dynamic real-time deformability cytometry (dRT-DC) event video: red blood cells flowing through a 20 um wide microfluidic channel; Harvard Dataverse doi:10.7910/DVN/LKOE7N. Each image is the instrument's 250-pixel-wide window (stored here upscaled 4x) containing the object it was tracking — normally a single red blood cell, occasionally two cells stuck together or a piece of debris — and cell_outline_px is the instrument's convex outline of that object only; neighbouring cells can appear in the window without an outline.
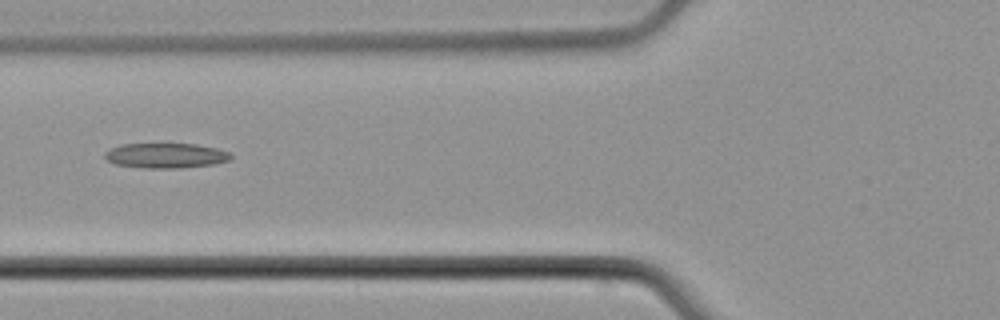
{"species": "common noctule bat (a hibernating species)", "species_latin": "Nyctalus noctula", "temperature_condition": "cold", "stored_images_in_passage": 2, "camera_frame_rate_fps": 3000, "um_per_image_px": 0.085, "animal": {"sex": "male", "body_mass_g": 21.5, "forearm_length_mm": 52.0}, "frame": {"image": 1, "passage_image": 2, "time_ms": 1.333, "image_size_px": [1000, 320], "cell_outline_px": [[232, 156], [228, 160], [212, 164], [180, 168], [144, 168], [116, 164], [108, 160], [104, 156], [104, 152], [120, 144], [196, 144], [216, 148], [232, 152]], "centroid_in_image_um": [14.1, 13.22], "position_along_channel_um": 111.7, "area_um2": 18.26}}